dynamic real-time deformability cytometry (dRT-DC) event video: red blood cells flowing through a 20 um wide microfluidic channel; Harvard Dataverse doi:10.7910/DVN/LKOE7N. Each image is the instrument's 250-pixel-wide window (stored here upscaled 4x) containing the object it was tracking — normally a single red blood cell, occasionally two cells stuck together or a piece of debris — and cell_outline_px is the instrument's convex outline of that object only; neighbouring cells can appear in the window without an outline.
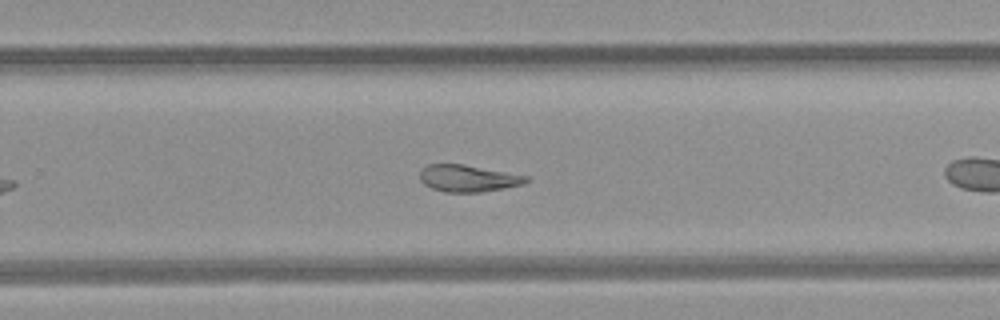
{"species": "common noctule bat (a hibernating species)", "species_latin": "Nyctalus noctula", "temperature_condition": "room temperature", "stored_images_in_passage": 28, "camera_frame_rate_fps": 3000, "um_per_image_px": 0.085, "animal": {"sex": "female", "body_mass_g": 21.9}, "frame": {"image": 1, "passage_image": 20, "time_ms": 6.333, "image_size_px": [1000, 320], "cell_outline_px": [[528, 180], [524, 184], [504, 188], [480, 192], [444, 192], [432, 188], [424, 184], [420, 180], [420, 172], [428, 164], [464, 164], [528, 176]], "centroid_in_image_um": [39.78, 15.16], "position_along_channel_um": 290.0, "area_um2": 16.53}}